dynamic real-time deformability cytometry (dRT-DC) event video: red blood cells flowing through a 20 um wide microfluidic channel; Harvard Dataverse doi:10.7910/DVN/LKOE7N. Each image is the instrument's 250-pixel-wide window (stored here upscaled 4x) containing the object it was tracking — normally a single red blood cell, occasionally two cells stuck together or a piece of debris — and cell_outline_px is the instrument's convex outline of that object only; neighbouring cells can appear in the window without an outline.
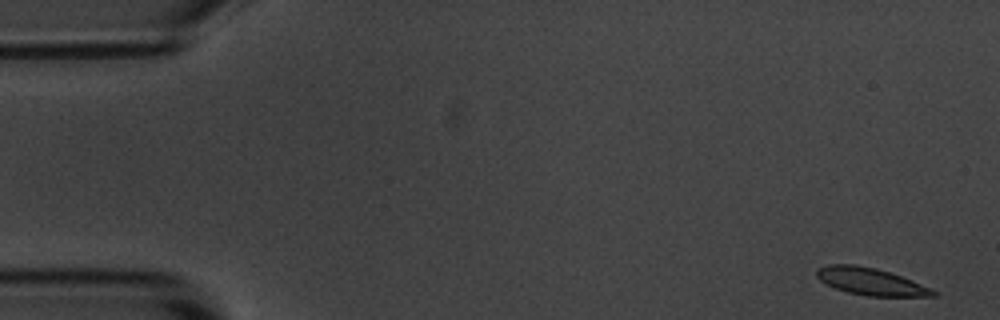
{"species": "common noctule bat (a hibernating species)", "species_latin": "Nyctalus noctula", "temperature_condition": "room temperature", "stored_images_in_passage": 55, "camera_frame_rate_fps": 3000, "um_per_image_px": 0.085, "animal": {"sex": "male", "body_mass_g": 20.1, "forearm_length_mm": 53.5}, "frame": {"image": 1, "passage_image": 1, "time_ms": 0.0, "image_size_px": [1000, 320], "cell_outline_px": [[936, 296], [868, 296], [848, 292], [836, 288], [820, 280], [816, 276], [816, 268], [828, 264], [856, 264], [876, 268], [900, 276], [920, 284], [936, 292]], "centroid_in_image_um": [73.94, 23.91], "position_along_channel_um": 11.1, "area_um2": 18.09}}
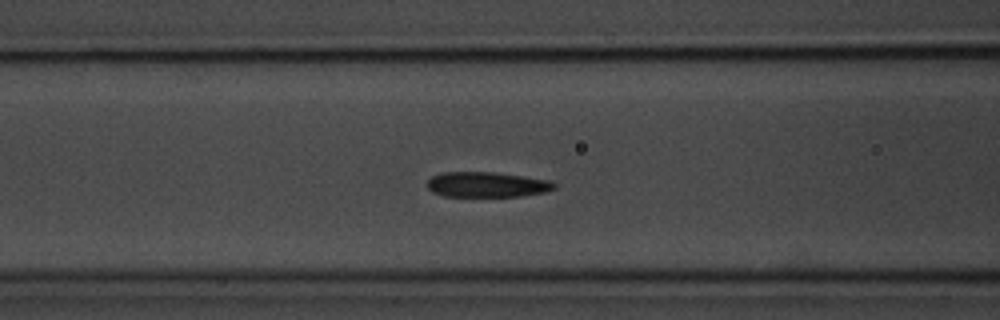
{"frame": {"image": 2, "passage_image": 21, "time_ms": 6.667, "image_size_px": [1000, 320], "cell_outline_px": [[556, 188], [544, 192], [520, 196], [444, 196], [432, 192], [428, 188], [428, 180], [432, 176], [440, 172], [496, 172], [524, 176], [548, 180], [556, 184]], "centroid_in_image_um": [41.37, 15.68], "position_along_channel_um": 125.2, "area_um2": 18.67}}
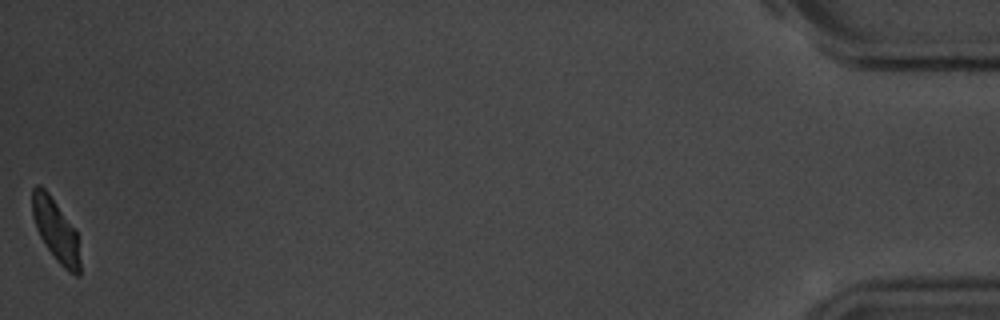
{"frame": {"image": 3, "passage_image": 55, "time_ms": 18.0, "image_size_px": [1000, 320], "cell_outline_px": [[80, 276], [76, 276], [68, 272], [56, 260], [40, 236], [36, 228], [32, 216], [32, 188], [36, 184], [40, 184], [48, 192], [76, 228], [80, 260]], "centroid_in_image_um": [4.75, 19.55], "position_along_channel_um": 430.5, "area_um2": 17.57}, "authors_computed_cell_mechanics": {"area_um2": 19.2474, "velocity_mm_per_s": 3.5495, "shape_relaxation_time_tau1_ms": 3.5772, "shape_relaxation_time_tau2_ms": 2.5179, "deformation_change_tau1": 0.1192, "deformation_change_tau2": 0.0744}}